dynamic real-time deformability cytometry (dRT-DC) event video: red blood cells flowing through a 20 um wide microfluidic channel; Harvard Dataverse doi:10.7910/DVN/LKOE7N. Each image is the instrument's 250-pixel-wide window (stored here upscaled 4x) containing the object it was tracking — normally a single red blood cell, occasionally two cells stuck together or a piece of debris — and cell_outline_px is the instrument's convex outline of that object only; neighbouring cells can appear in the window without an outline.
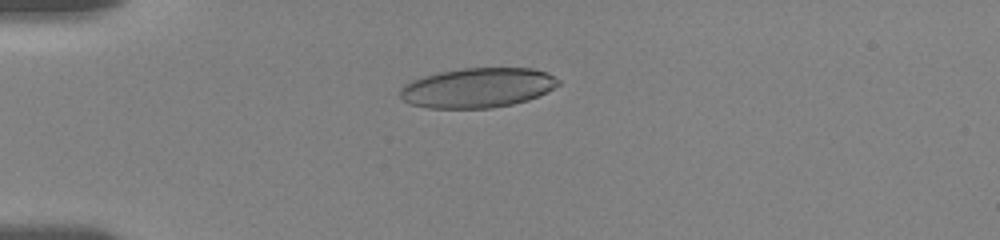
{"species": "human", "species_latin": "Homo sapiens", "temperature_condition": "room temperature", "stored_images_in_passage": 56, "camera_frame_rate_fps": 3000, "um_per_image_px": 0.085, "donor": {"sex": "female"}, "frame": {"image": 1, "passage_image": 15, "time_ms": 4.667, "image_size_px": [1000, 240], "cell_outline_px": [[560, 84], [528, 100], [512, 104], [492, 108], [428, 108], [408, 104], [400, 96], [400, 88], [404, 84], [412, 80], [424, 76], [440, 72], [464, 68], [532, 68], [548, 72], [560, 80]], "centroid_in_image_um": [40.58, 7.46], "position_along_channel_um": 44.4, "area_um2": 36.65}}
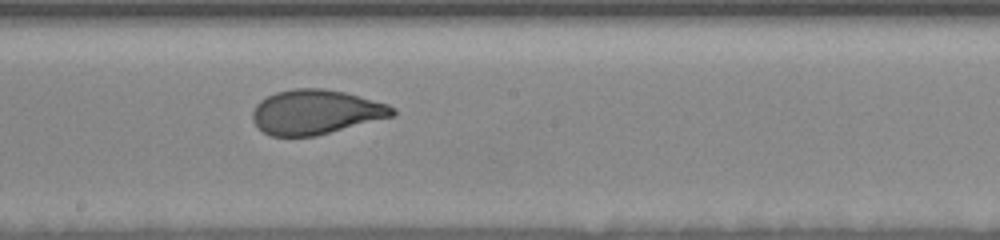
{"frame": {"image": 2, "passage_image": 32, "time_ms": 10.333, "image_size_px": [1000, 240], "cell_outline_px": [[396, 112], [392, 116], [316, 136], [272, 136], [264, 132], [252, 120], [252, 112], [256, 104], [260, 100], [276, 92], [292, 88], [324, 88], [344, 92], [388, 104], [396, 108]], "centroid_in_image_um": [26.82, 9.51], "position_along_channel_um": 221.4, "area_um2": 36.18}}
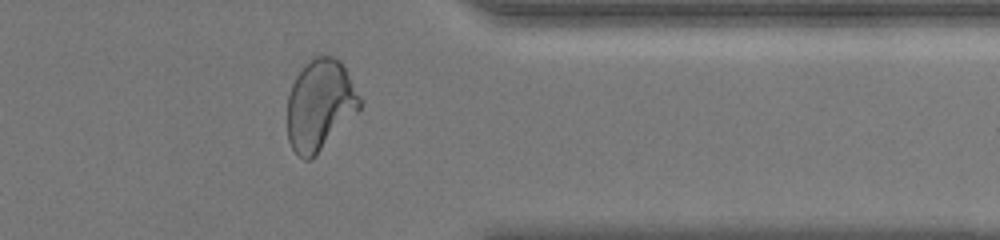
{"frame": {"image": 3, "passage_image": 46, "time_ms": 15.0, "image_size_px": [1000, 240], "cell_outline_px": [[360, 108], [312, 160], [304, 160], [292, 148], [288, 140], [288, 96], [292, 84], [296, 76], [316, 56], [332, 56], [340, 60], [344, 64], [360, 96]], "centroid_in_image_um": [27.2, 8.93], "position_along_channel_um": 384.2, "area_um2": 37.92}, "authors_computed_cell_mechanics": {"area_um2": 37.2521, "velocity_mm_per_s": 3.63, "shape_relaxation_time_tau1_ms": 5.5226, "shape_relaxation_time_tau2_ms": null, "deformation_change_tau1": 0.1936, "deformation_change_tau2": null}}